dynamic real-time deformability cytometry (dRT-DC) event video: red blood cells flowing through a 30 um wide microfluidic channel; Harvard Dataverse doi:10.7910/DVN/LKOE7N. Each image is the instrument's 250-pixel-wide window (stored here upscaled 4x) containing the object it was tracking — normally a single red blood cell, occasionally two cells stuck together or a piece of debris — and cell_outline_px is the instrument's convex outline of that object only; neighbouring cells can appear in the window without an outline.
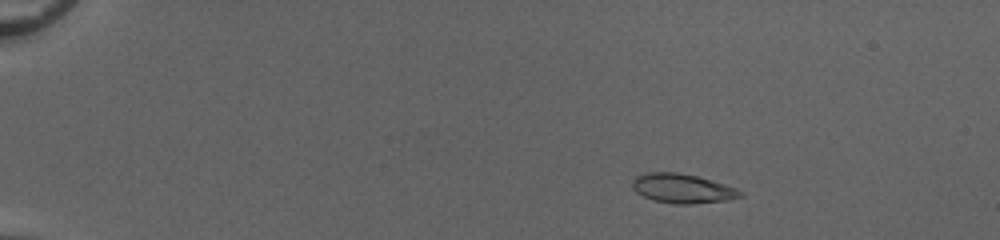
{"species": "common noctule bat (a hibernating species)", "species_latin": "Nyctalus noctula", "temperature_condition": "cold", "stored_images_in_passage": 51, "camera_frame_rate_fps": 3000, "um_per_image_px": 0.085, "animal": {"sex": "female", "body_mass_g": 20.0, "forearm_length_mm": 54.0}, "frame": {"image": 1, "passage_image": 8, "time_ms": 2.333, "image_size_px": [1000, 240], "cell_outline_px": [[744, 196], [728, 200], [692, 204], [672, 204], [652, 200], [636, 192], [632, 188], [632, 180], [636, 176], [648, 172], [676, 172], [696, 176], [724, 184], [736, 188], [744, 192]], "centroid_in_image_um": [58.0, 16.03], "position_along_channel_um": 27.0, "area_um2": 18.55}}
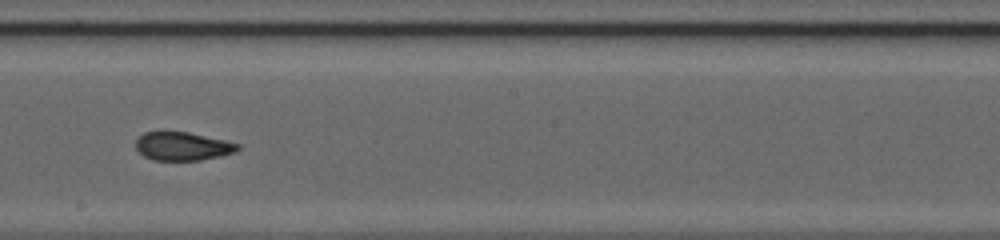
{"frame": {"image": 2, "passage_image": 31, "time_ms": 10.0, "image_size_px": [1000, 240], "cell_outline_px": [[240, 148], [236, 152], [220, 156], [200, 160], [152, 160], [144, 156], [136, 148], [136, 140], [144, 132], [160, 128], [164, 128], [188, 132], [224, 140], [240, 144]], "centroid_in_image_um": [15.47, 12.38], "position_along_channel_um": 232.7, "area_um2": 17.46}}
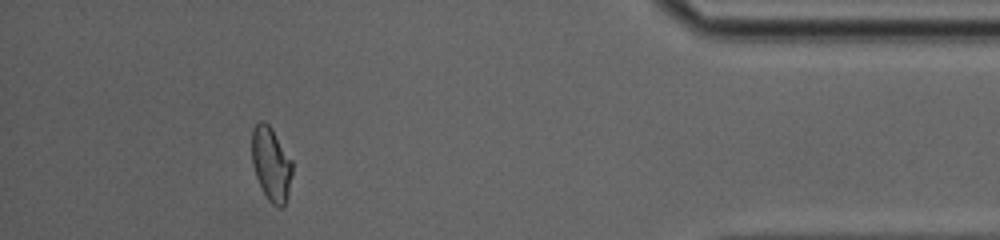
{"frame": {"image": 3, "passage_image": 47, "time_ms": 15.333, "image_size_px": [1000, 240], "cell_outline_px": [[292, 172], [288, 196], [284, 204], [280, 208], [272, 204], [268, 200], [256, 176], [252, 164], [252, 128], [260, 120], [264, 120], [272, 128], [292, 160]], "centroid_in_image_um": [23.05, 13.91], "position_along_channel_um": 412.2, "area_um2": 17.4}, "authors_computed_cell_mechanics": {"area_um2": 17.629, "velocity_mm_per_s": 4.1274, "shape_relaxation_time_tau1_ms": null, "shape_relaxation_time_tau2_ms": 0.932, "deformation_change_tau1": null, "deformation_change_tau2": 0.0699}}